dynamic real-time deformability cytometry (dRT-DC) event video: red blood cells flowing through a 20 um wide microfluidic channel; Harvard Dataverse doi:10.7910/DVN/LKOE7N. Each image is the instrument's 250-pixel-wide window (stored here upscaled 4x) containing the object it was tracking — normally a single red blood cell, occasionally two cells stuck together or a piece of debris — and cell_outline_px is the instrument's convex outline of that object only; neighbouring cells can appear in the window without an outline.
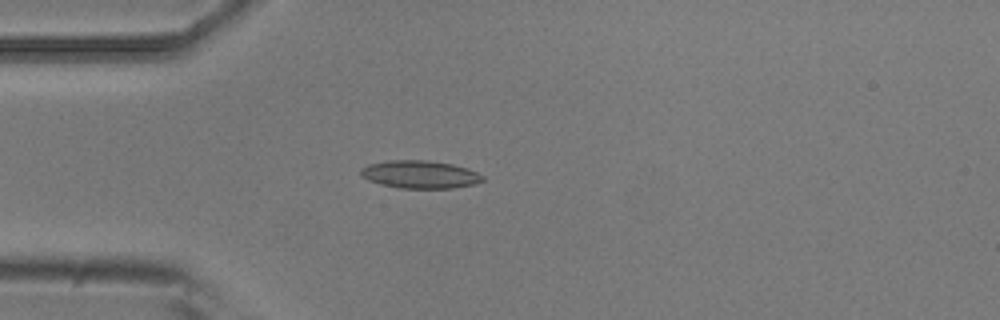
{"species": "common noctule bat (a hibernating species)", "species_latin": "Nyctalus noctula", "temperature_condition": "room temperature", "stored_images_in_passage": 4, "camera_frame_rate_fps": 3000, "um_per_image_px": 0.085, "animal": {"sex": "male", "body_mass_g": 20.5, "forearm_length_mm": 52.5}, "frame": {"image": 1, "passage_image": 3, "time_ms": 0.667, "image_size_px": [1000, 320], "cell_outline_px": [[484, 180], [472, 184], [452, 188], [400, 188], [380, 184], [368, 180], [360, 176], [360, 168], [368, 164], [388, 160], [428, 160], [452, 164], [468, 168], [484, 176]], "centroid_in_image_um": [35.66, 14.82], "position_along_channel_um": 49.3, "area_um2": 19.83}}